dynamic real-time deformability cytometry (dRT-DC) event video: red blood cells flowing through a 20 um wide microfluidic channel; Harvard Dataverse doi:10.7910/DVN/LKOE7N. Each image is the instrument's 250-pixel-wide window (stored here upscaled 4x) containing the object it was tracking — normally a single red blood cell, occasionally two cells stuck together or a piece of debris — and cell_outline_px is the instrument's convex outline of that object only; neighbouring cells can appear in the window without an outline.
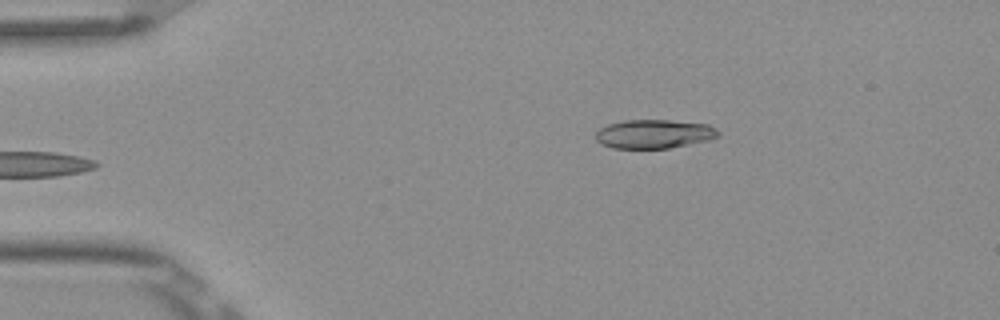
{"species": "Egyptian fruit bat (a non-hibernating species)", "species_latin": "Rousettus aegyptiacus", "temperature_condition": "room temperature", "stored_images_in_passage": 4, "camera_frame_rate_fps": 3000, "um_per_image_px": 0.085, "frame": {"image": 1, "passage_image": 4, "time_ms": 1.0, "image_size_px": [1000, 320], "cell_outline_px": [[720, 136], [708, 140], [668, 148], [612, 148], [600, 144], [596, 140], [596, 132], [600, 128], [608, 124], [624, 120], [668, 120], [708, 124], [716, 128], [720, 132]], "centroid_in_image_um": [55.59, 11.38], "position_along_channel_um": 29.4, "area_um2": 20.63}}